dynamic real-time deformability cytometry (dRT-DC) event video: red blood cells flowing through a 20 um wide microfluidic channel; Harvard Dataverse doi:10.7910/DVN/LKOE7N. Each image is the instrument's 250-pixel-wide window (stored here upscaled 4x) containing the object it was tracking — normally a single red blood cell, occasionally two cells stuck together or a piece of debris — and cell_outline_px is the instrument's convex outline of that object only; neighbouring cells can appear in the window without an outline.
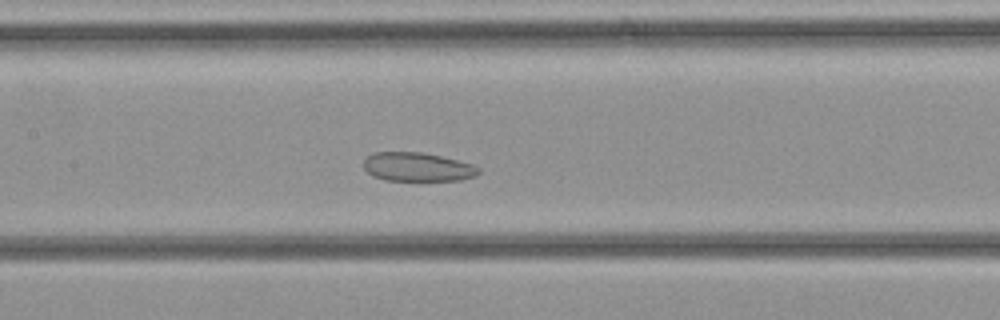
{"species": "common noctule bat (a hibernating species)", "species_latin": "Nyctalus noctula", "temperature_condition": "cold", "stored_images_in_passage": 25, "camera_frame_rate_fps": 3000, "um_per_image_px": 0.085, "animal": {"sex": "female", "body_mass_g": 21.9}, "frame": {"image": 1, "passage_image": 6, "time_ms": 1.667, "image_size_px": [1000, 320], "cell_outline_px": [[480, 172], [476, 176], [460, 180], [384, 180], [372, 176], [364, 168], [364, 160], [372, 152], [420, 152], [440, 156], [472, 164], [480, 168]], "centroid_in_image_um": [35.47, 14.19], "position_along_channel_um": 171.9, "area_um2": 19.25}}
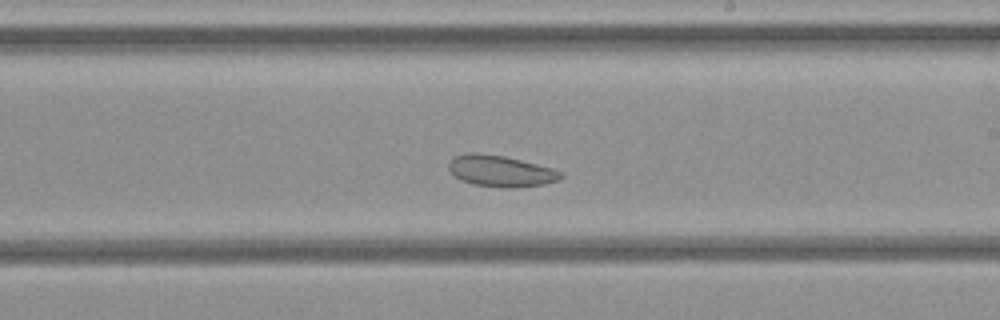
{"frame": {"image": 2, "passage_image": 10, "time_ms": 3.0, "image_size_px": [1000, 320], "cell_outline_px": [[564, 176], [560, 180], [544, 184], [512, 188], [500, 188], [472, 184], [460, 180], [448, 168], [448, 164], [452, 156], [468, 152], [476, 152], [504, 156], [552, 168], [564, 172]], "centroid_in_image_um": [42.55, 14.54], "position_along_channel_um": 246.4, "area_um2": 20.69}}
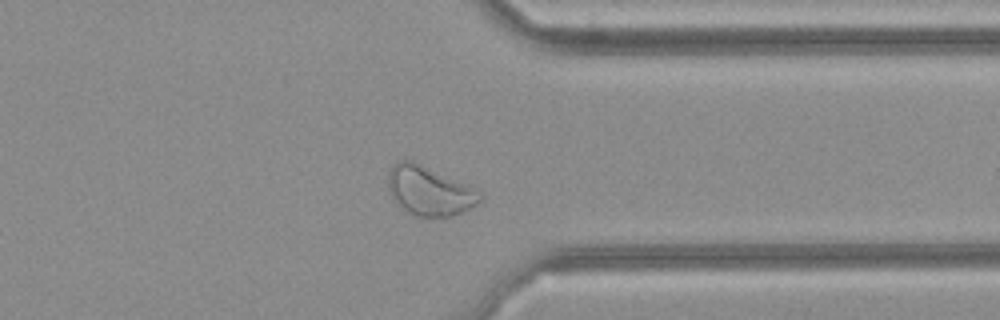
{"frame": {"image": 3, "passage_image": 17, "time_ms": 5.333, "image_size_px": [1000, 320], "cell_outline_px": [[484, 200], [460, 212], [448, 216], [416, 216], [396, 204], [388, 188], [388, 172], [392, 164], [396, 160], [412, 160], [468, 184], [484, 196]], "centroid_in_image_um": [36.47, 16.19], "position_along_channel_um": 374.9, "area_um2": 26.3}}